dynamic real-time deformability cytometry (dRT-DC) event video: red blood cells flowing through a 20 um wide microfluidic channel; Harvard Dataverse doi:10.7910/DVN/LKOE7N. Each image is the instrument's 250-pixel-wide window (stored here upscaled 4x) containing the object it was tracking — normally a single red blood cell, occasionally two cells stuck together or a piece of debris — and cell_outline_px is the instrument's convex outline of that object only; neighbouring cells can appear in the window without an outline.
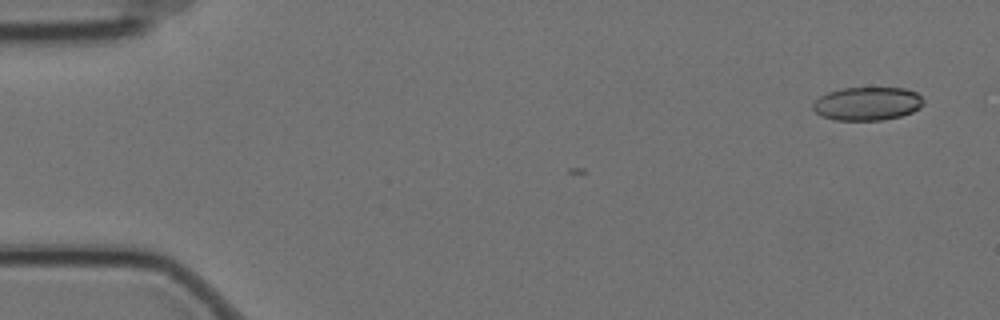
{"species": "Egyptian fruit bat (a non-hibernating species)", "species_latin": "Rousettus aegyptiacus", "temperature_condition": "cold", "stored_images_in_passage": 5, "camera_frame_rate_fps": 3000, "um_per_image_px": 0.085, "animal": {"sex": "female"}, "frame": {"image": 1, "passage_image": 1, "time_ms": 0.0, "image_size_px": [1000, 320], "cell_outline_px": [[924, 104], [920, 108], [912, 112], [900, 116], [880, 120], [832, 120], [820, 116], [812, 108], [812, 104], [820, 96], [828, 92], [840, 88], [904, 88], [916, 92], [924, 100]], "centroid_in_image_um": [73.7, 8.81], "position_along_channel_um": 11.3, "area_um2": 21.62}}
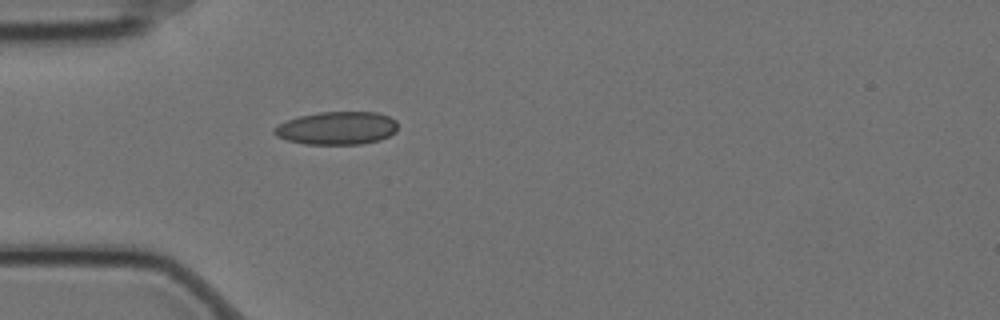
{"frame": {"image": 2, "passage_image": 5, "time_ms": 1.333, "image_size_px": [1000, 320], "cell_outline_px": [[396, 132], [380, 140], [360, 144], [304, 144], [288, 140], [276, 136], [272, 132], [272, 128], [288, 120], [300, 116], [320, 112], [376, 112], [388, 116], [396, 120]], "centroid_in_image_um": [28.63, 10.89], "position_along_channel_um": 56.4, "area_um2": 23.7}}